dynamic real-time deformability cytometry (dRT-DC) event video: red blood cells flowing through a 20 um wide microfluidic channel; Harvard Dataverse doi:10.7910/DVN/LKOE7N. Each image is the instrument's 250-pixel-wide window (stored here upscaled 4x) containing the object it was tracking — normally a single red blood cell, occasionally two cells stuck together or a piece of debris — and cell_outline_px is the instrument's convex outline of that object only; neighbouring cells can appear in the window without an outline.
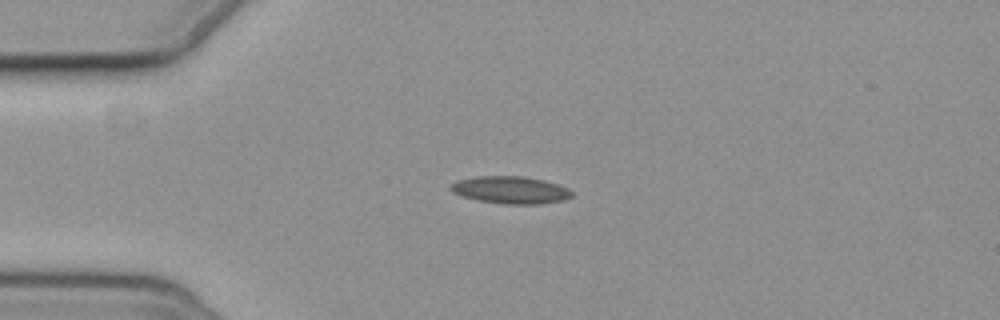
{"species": "common noctule bat (a hibernating species)", "species_latin": "Nyctalus noctula", "temperature_condition": "cold", "stored_images_in_passage": 6, "camera_frame_rate_fps": 3000, "um_per_image_px": 0.085, "animal": {"sex": "female", "body_mass_g": 19.3, "forearm_length_mm": 54.1}, "frame": {"image": 1, "passage_image": 4, "time_ms": 3.333, "image_size_px": [1000, 320], "cell_outline_px": [[572, 196], [560, 200], [540, 204], [504, 204], [476, 200], [452, 192], [448, 188], [456, 180], [476, 176], [524, 176], [544, 180], [568, 188], [572, 192]], "centroid_in_image_um": [43.35, 16.14], "position_along_channel_um": 41.6, "area_um2": 19.25}}
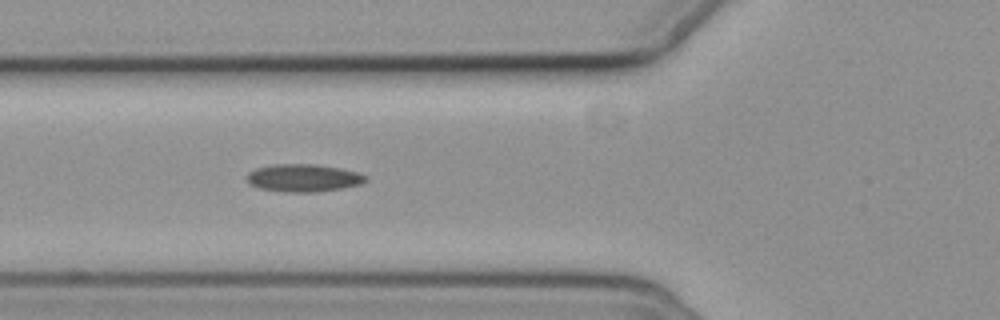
{"frame": {"image": 2, "passage_image": 6, "time_ms": 5.667, "image_size_px": [1000, 320], "cell_outline_px": [[368, 180], [360, 184], [340, 188], [316, 192], [284, 192], [260, 188], [248, 184], [248, 172], [256, 168], [272, 164], [316, 164], [340, 168], [356, 172], [368, 176]], "centroid_in_image_um": [25.78, 15.12], "position_along_channel_um": 100.0, "area_um2": 19.13}}